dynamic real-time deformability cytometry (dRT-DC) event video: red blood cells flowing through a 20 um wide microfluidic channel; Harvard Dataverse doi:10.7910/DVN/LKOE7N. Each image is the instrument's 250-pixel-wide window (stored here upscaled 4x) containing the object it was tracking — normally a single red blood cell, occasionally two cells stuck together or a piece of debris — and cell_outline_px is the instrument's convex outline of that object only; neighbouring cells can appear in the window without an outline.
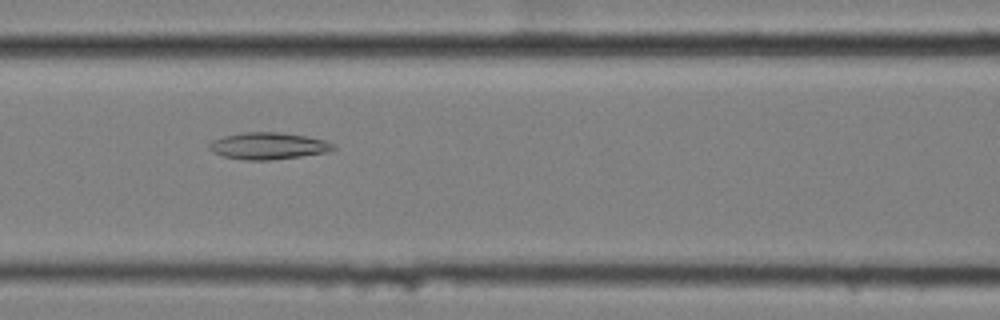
{"species": "common noctule bat (a hibernating species)", "species_latin": "Nyctalus noctula", "temperature_condition": "cold", "stored_images_in_passage": 58, "camera_frame_rate_fps": 3000, "um_per_image_px": 0.085, "animal": {"sex": "female", "body_mass_g": 25.1}, "frame": {"image": 1, "passage_image": 25, "time_ms": 8.0, "image_size_px": [1000, 320], "cell_outline_px": [[336, 148], [324, 152], [300, 156], [268, 160], [244, 160], [224, 156], [212, 152], [208, 148], [208, 144], [212, 140], [224, 136], [244, 132], [280, 132], [308, 136], [324, 140], [336, 144]], "centroid_in_image_um": [22.78, 12.39], "position_along_channel_um": 143.8, "area_um2": 19.36}}
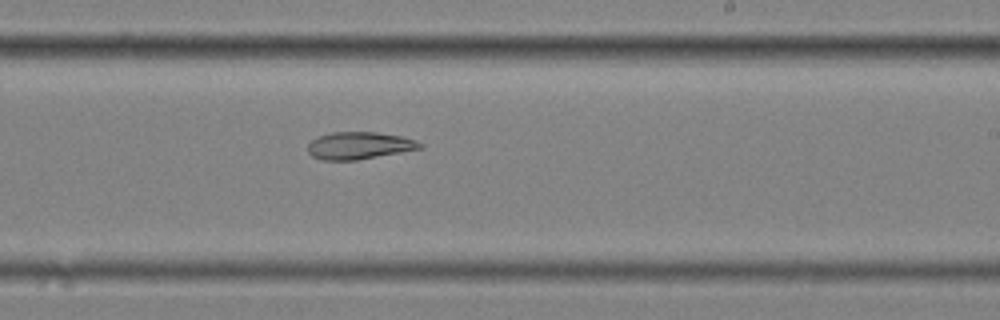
{"frame": {"image": 2, "passage_image": 35, "time_ms": 11.333, "image_size_px": [1000, 320], "cell_outline_px": [[424, 148], [356, 160], [320, 160], [312, 156], [308, 152], [308, 144], [312, 140], [320, 136], [332, 132], [376, 132], [400, 136], [416, 140], [424, 144]], "centroid_in_image_um": [30.55, 12.38], "position_along_channel_um": 258.5, "area_um2": 17.8}}
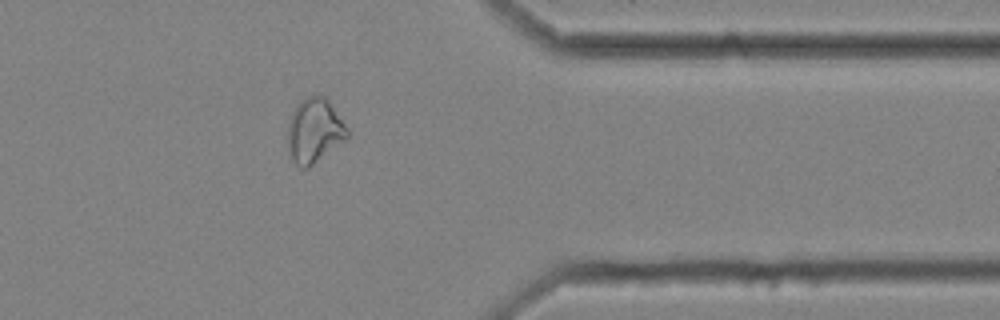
{"frame": {"image": 3, "passage_image": 47, "time_ms": 15.333, "image_size_px": [1000, 320], "cell_outline_px": [[348, 136], [344, 140], [308, 168], [300, 168], [292, 160], [288, 152], [288, 124], [292, 112], [296, 104], [300, 100], [308, 96], [324, 96], [332, 104], [348, 128]], "centroid_in_image_um": [26.7, 11.1], "position_along_channel_um": 384.7, "area_um2": 22.31}, "authors_computed_cell_mechanics": {"area_um2": 23.698, "velocity_mm_per_s": 3.4499, "shape_relaxation_time_tau1_ms": null, "shape_relaxation_time_tau2_ms": 9.9032, "deformation_change_tau1": null, "deformation_change_tau2": 0.1796}}